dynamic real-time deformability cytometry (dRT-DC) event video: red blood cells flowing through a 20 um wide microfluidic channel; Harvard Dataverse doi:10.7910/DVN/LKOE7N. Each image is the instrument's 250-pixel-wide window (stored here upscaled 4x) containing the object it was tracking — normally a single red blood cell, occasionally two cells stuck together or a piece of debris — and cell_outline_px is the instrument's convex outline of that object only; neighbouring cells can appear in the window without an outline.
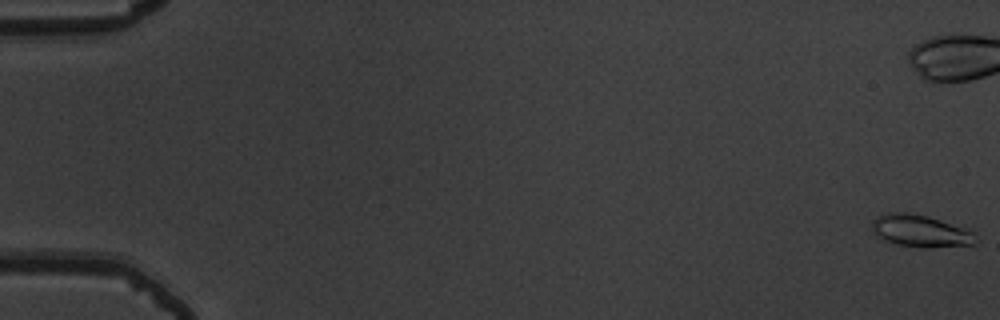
{"species": "common noctule bat (a hibernating species)", "species_latin": "Nyctalus noctula", "temperature_condition": "warm", "stored_images_in_passage": 56, "camera_frame_rate_fps": 3000, "um_per_image_px": 0.085, "animal": {"sex": "male", "body_mass_g": 19.5, "forearm_length_mm": 54.6}, "frame": {"image": 1, "passage_image": 1, "time_ms": 0.0, "image_size_px": [1000, 320], "cell_outline_px": [[972, 244], [928, 248], [920, 248], [900, 244], [884, 240], [876, 236], [872, 232], [872, 220], [876, 216], [888, 212], [904, 212], [928, 216], [964, 228], [972, 232]], "centroid_in_image_um": [78.12, 19.62], "position_along_channel_um": 6.9, "area_um2": 19.07}}